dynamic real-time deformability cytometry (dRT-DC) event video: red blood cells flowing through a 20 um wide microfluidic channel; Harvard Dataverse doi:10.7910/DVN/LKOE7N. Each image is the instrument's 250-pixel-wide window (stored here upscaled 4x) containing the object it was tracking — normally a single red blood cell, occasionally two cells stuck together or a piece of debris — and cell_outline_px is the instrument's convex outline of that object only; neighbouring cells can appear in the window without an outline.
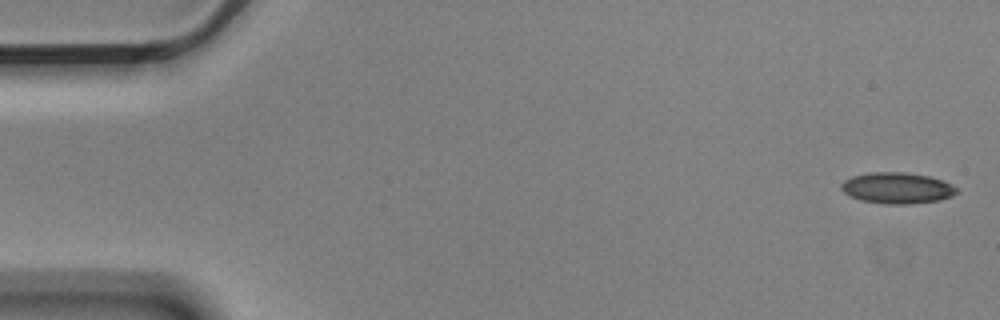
{"species": "Egyptian fruit bat (a non-hibernating species)", "species_latin": "Rousettus aegyptiacus", "temperature_condition": "cold", "stored_images_in_passage": 5, "camera_frame_rate_fps": 3000, "um_per_image_px": 0.085, "animal": {"sex": "male"}, "frame": {"image": 1, "passage_image": 1, "time_ms": 0.0, "image_size_px": [1000, 320], "cell_outline_px": [[956, 192], [952, 196], [940, 200], [912, 204], [884, 204], [860, 200], [844, 192], [840, 188], [840, 184], [844, 180], [852, 176], [872, 172], [904, 172], [928, 176], [940, 180], [956, 188]], "centroid_in_image_um": [76.21, 15.99], "position_along_channel_um": 8.8, "area_um2": 20.75}}
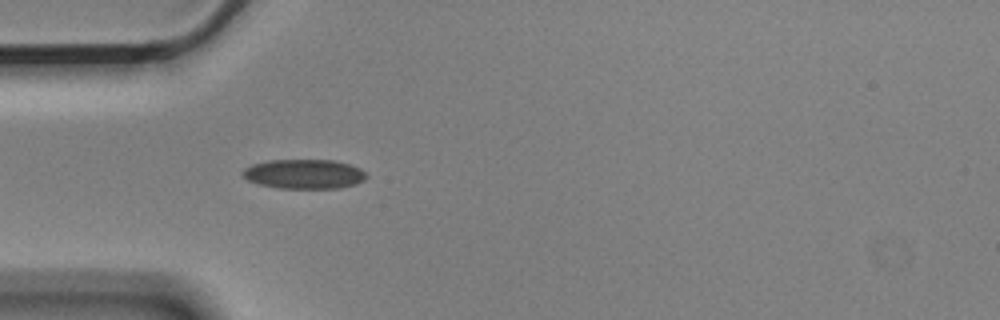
{"frame": {"image": 2, "passage_image": 5, "time_ms": 1.333, "image_size_px": [1000, 320], "cell_outline_px": [[368, 176], [364, 180], [356, 184], [340, 188], [276, 188], [260, 184], [248, 180], [240, 172], [244, 168], [252, 164], [268, 160], [332, 160], [348, 164], [360, 168]], "centroid_in_image_um": [25.84, 14.79], "position_along_channel_um": 59.2, "area_um2": 21.27}}